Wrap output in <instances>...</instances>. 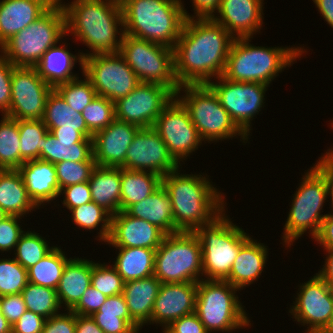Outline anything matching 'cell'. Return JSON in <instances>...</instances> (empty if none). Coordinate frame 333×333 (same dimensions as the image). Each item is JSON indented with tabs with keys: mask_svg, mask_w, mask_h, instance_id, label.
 Returning <instances> with one entry per match:
<instances>
[{
	"mask_svg": "<svg viewBox=\"0 0 333 333\" xmlns=\"http://www.w3.org/2000/svg\"><path fill=\"white\" fill-rule=\"evenodd\" d=\"M233 40L212 18L186 19L173 48L174 73L179 85L208 84L213 77L222 76Z\"/></svg>",
	"mask_w": 333,
	"mask_h": 333,
	"instance_id": "obj_1",
	"label": "cell"
},
{
	"mask_svg": "<svg viewBox=\"0 0 333 333\" xmlns=\"http://www.w3.org/2000/svg\"><path fill=\"white\" fill-rule=\"evenodd\" d=\"M162 185L170 197L179 232H195L225 212V197L207 175L180 174L178 168L162 177Z\"/></svg>",
	"mask_w": 333,
	"mask_h": 333,
	"instance_id": "obj_2",
	"label": "cell"
},
{
	"mask_svg": "<svg viewBox=\"0 0 333 333\" xmlns=\"http://www.w3.org/2000/svg\"><path fill=\"white\" fill-rule=\"evenodd\" d=\"M61 3L66 15L67 36L69 32L74 34L73 37L77 38L76 40L83 42L92 51L91 53L82 52L83 57L120 51L124 34L120 2L74 0L70 4Z\"/></svg>",
	"mask_w": 333,
	"mask_h": 333,
	"instance_id": "obj_3",
	"label": "cell"
},
{
	"mask_svg": "<svg viewBox=\"0 0 333 333\" xmlns=\"http://www.w3.org/2000/svg\"><path fill=\"white\" fill-rule=\"evenodd\" d=\"M124 34L174 48L191 18L181 0H123Z\"/></svg>",
	"mask_w": 333,
	"mask_h": 333,
	"instance_id": "obj_4",
	"label": "cell"
},
{
	"mask_svg": "<svg viewBox=\"0 0 333 333\" xmlns=\"http://www.w3.org/2000/svg\"><path fill=\"white\" fill-rule=\"evenodd\" d=\"M251 37L234 38L228 53L223 77L234 82H256L269 84L292 66L304 54L302 47L254 46ZM304 50V51H303Z\"/></svg>",
	"mask_w": 333,
	"mask_h": 333,
	"instance_id": "obj_5",
	"label": "cell"
},
{
	"mask_svg": "<svg viewBox=\"0 0 333 333\" xmlns=\"http://www.w3.org/2000/svg\"><path fill=\"white\" fill-rule=\"evenodd\" d=\"M57 0L42 16L0 47V55L15 67H35L44 53L67 35L66 15Z\"/></svg>",
	"mask_w": 333,
	"mask_h": 333,
	"instance_id": "obj_6",
	"label": "cell"
},
{
	"mask_svg": "<svg viewBox=\"0 0 333 333\" xmlns=\"http://www.w3.org/2000/svg\"><path fill=\"white\" fill-rule=\"evenodd\" d=\"M183 91L184 95L180 96ZM175 98L188 111L202 141L217 142L240 136L246 143L248 136L236 125L220 104L217 95L207 85H182Z\"/></svg>",
	"mask_w": 333,
	"mask_h": 333,
	"instance_id": "obj_7",
	"label": "cell"
},
{
	"mask_svg": "<svg viewBox=\"0 0 333 333\" xmlns=\"http://www.w3.org/2000/svg\"><path fill=\"white\" fill-rule=\"evenodd\" d=\"M236 291L239 289L225 280L204 278L197 283L195 313L208 333H229L251 325Z\"/></svg>",
	"mask_w": 333,
	"mask_h": 333,
	"instance_id": "obj_8",
	"label": "cell"
},
{
	"mask_svg": "<svg viewBox=\"0 0 333 333\" xmlns=\"http://www.w3.org/2000/svg\"><path fill=\"white\" fill-rule=\"evenodd\" d=\"M226 215L223 212L213 222L194 232L201 243L203 276L206 280H225L240 247L250 238Z\"/></svg>",
	"mask_w": 333,
	"mask_h": 333,
	"instance_id": "obj_9",
	"label": "cell"
},
{
	"mask_svg": "<svg viewBox=\"0 0 333 333\" xmlns=\"http://www.w3.org/2000/svg\"><path fill=\"white\" fill-rule=\"evenodd\" d=\"M202 248L194 232L165 235L155 251L154 276L161 283H198L203 278Z\"/></svg>",
	"mask_w": 333,
	"mask_h": 333,
	"instance_id": "obj_10",
	"label": "cell"
},
{
	"mask_svg": "<svg viewBox=\"0 0 333 333\" xmlns=\"http://www.w3.org/2000/svg\"><path fill=\"white\" fill-rule=\"evenodd\" d=\"M293 197L282 236L286 247L293 245L309 229V235L313 239L317 237L322 221L327 216L321 214L328 198L325 176L315 166L311 167L305 172Z\"/></svg>",
	"mask_w": 333,
	"mask_h": 333,
	"instance_id": "obj_11",
	"label": "cell"
},
{
	"mask_svg": "<svg viewBox=\"0 0 333 333\" xmlns=\"http://www.w3.org/2000/svg\"><path fill=\"white\" fill-rule=\"evenodd\" d=\"M119 53L142 83L180 87L174 73V50L145 39L123 34Z\"/></svg>",
	"mask_w": 333,
	"mask_h": 333,
	"instance_id": "obj_12",
	"label": "cell"
},
{
	"mask_svg": "<svg viewBox=\"0 0 333 333\" xmlns=\"http://www.w3.org/2000/svg\"><path fill=\"white\" fill-rule=\"evenodd\" d=\"M83 61V74L97 95L112 102L127 96L141 83L119 52L87 55Z\"/></svg>",
	"mask_w": 333,
	"mask_h": 333,
	"instance_id": "obj_13",
	"label": "cell"
},
{
	"mask_svg": "<svg viewBox=\"0 0 333 333\" xmlns=\"http://www.w3.org/2000/svg\"><path fill=\"white\" fill-rule=\"evenodd\" d=\"M207 85L217 95L220 104L236 125L249 137L251 121L264 108L268 85L256 82H234L223 76Z\"/></svg>",
	"mask_w": 333,
	"mask_h": 333,
	"instance_id": "obj_14",
	"label": "cell"
},
{
	"mask_svg": "<svg viewBox=\"0 0 333 333\" xmlns=\"http://www.w3.org/2000/svg\"><path fill=\"white\" fill-rule=\"evenodd\" d=\"M175 93L154 83H140L115 103V118L140 128L153 127L160 113L172 102Z\"/></svg>",
	"mask_w": 333,
	"mask_h": 333,
	"instance_id": "obj_15",
	"label": "cell"
},
{
	"mask_svg": "<svg viewBox=\"0 0 333 333\" xmlns=\"http://www.w3.org/2000/svg\"><path fill=\"white\" fill-rule=\"evenodd\" d=\"M52 89L35 67H15L11 77L10 110L6 116L15 120L42 119Z\"/></svg>",
	"mask_w": 333,
	"mask_h": 333,
	"instance_id": "obj_16",
	"label": "cell"
},
{
	"mask_svg": "<svg viewBox=\"0 0 333 333\" xmlns=\"http://www.w3.org/2000/svg\"><path fill=\"white\" fill-rule=\"evenodd\" d=\"M153 128L179 164L202 144L188 111L176 98L160 113Z\"/></svg>",
	"mask_w": 333,
	"mask_h": 333,
	"instance_id": "obj_17",
	"label": "cell"
},
{
	"mask_svg": "<svg viewBox=\"0 0 333 333\" xmlns=\"http://www.w3.org/2000/svg\"><path fill=\"white\" fill-rule=\"evenodd\" d=\"M294 305L289 313L302 326H308L306 333H313L329 326L333 310V288L317 273L310 280L300 284Z\"/></svg>",
	"mask_w": 333,
	"mask_h": 333,
	"instance_id": "obj_18",
	"label": "cell"
},
{
	"mask_svg": "<svg viewBox=\"0 0 333 333\" xmlns=\"http://www.w3.org/2000/svg\"><path fill=\"white\" fill-rule=\"evenodd\" d=\"M179 164L153 127L141 128L134 136L121 168L149 171L160 176L177 170Z\"/></svg>",
	"mask_w": 333,
	"mask_h": 333,
	"instance_id": "obj_19",
	"label": "cell"
},
{
	"mask_svg": "<svg viewBox=\"0 0 333 333\" xmlns=\"http://www.w3.org/2000/svg\"><path fill=\"white\" fill-rule=\"evenodd\" d=\"M197 283H161L147 324L169 326L174 320L195 312ZM164 325V326H163Z\"/></svg>",
	"mask_w": 333,
	"mask_h": 333,
	"instance_id": "obj_20",
	"label": "cell"
},
{
	"mask_svg": "<svg viewBox=\"0 0 333 333\" xmlns=\"http://www.w3.org/2000/svg\"><path fill=\"white\" fill-rule=\"evenodd\" d=\"M141 128L116 118L93 135V158L97 166L121 167L126 152Z\"/></svg>",
	"mask_w": 333,
	"mask_h": 333,
	"instance_id": "obj_21",
	"label": "cell"
},
{
	"mask_svg": "<svg viewBox=\"0 0 333 333\" xmlns=\"http://www.w3.org/2000/svg\"><path fill=\"white\" fill-rule=\"evenodd\" d=\"M165 233L147 220L119 211L111 218V228L107 244L113 247H143L157 249Z\"/></svg>",
	"mask_w": 333,
	"mask_h": 333,
	"instance_id": "obj_22",
	"label": "cell"
},
{
	"mask_svg": "<svg viewBox=\"0 0 333 333\" xmlns=\"http://www.w3.org/2000/svg\"><path fill=\"white\" fill-rule=\"evenodd\" d=\"M264 0H221L212 19L234 38L251 37L263 27Z\"/></svg>",
	"mask_w": 333,
	"mask_h": 333,
	"instance_id": "obj_23",
	"label": "cell"
},
{
	"mask_svg": "<svg viewBox=\"0 0 333 333\" xmlns=\"http://www.w3.org/2000/svg\"><path fill=\"white\" fill-rule=\"evenodd\" d=\"M57 0H0V47L42 16Z\"/></svg>",
	"mask_w": 333,
	"mask_h": 333,
	"instance_id": "obj_24",
	"label": "cell"
},
{
	"mask_svg": "<svg viewBox=\"0 0 333 333\" xmlns=\"http://www.w3.org/2000/svg\"><path fill=\"white\" fill-rule=\"evenodd\" d=\"M24 181L28 195L38 208L60 196L55 165L35 159L24 162L17 169Z\"/></svg>",
	"mask_w": 333,
	"mask_h": 333,
	"instance_id": "obj_25",
	"label": "cell"
},
{
	"mask_svg": "<svg viewBox=\"0 0 333 333\" xmlns=\"http://www.w3.org/2000/svg\"><path fill=\"white\" fill-rule=\"evenodd\" d=\"M266 247L268 246L250 237L240 247L231 272L225 281L239 290L254 283L266 267L268 256V248Z\"/></svg>",
	"mask_w": 333,
	"mask_h": 333,
	"instance_id": "obj_26",
	"label": "cell"
},
{
	"mask_svg": "<svg viewBox=\"0 0 333 333\" xmlns=\"http://www.w3.org/2000/svg\"><path fill=\"white\" fill-rule=\"evenodd\" d=\"M92 260L71 258L65 265L56 289L60 306L71 311L91 285Z\"/></svg>",
	"mask_w": 333,
	"mask_h": 333,
	"instance_id": "obj_27",
	"label": "cell"
},
{
	"mask_svg": "<svg viewBox=\"0 0 333 333\" xmlns=\"http://www.w3.org/2000/svg\"><path fill=\"white\" fill-rule=\"evenodd\" d=\"M66 47L65 44L60 47L57 44L50 47L35 66L39 76L53 88L78 78L77 74L72 72L75 62H79L83 73L84 57L81 52L78 56L73 55Z\"/></svg>",
	"mask_w": 333,
	"mask_h": 333,
	"instance_id": "obj_28",
	"label": "cell"
},
{
	"mask_svg": "<svg viewBox=\"0 0 333 333\" xmlns=\"http://www.w3.org/2000/svg\"><path fill=\"white\" fill-rule=\"evenodd\" d=\"M161 282L154 276L124 282L123 296L131 318L142 328L151 320Z\"/></svg>",
	"mask_w": 333,
	"mask_h": 333,
	"instance_id": "obj_29",
	"label": "cell"
},
{
	"mask_svg": "<svg viewBox=\"0 0 333 333\" xmlns=\"http://www.w3.org/2000/svg\"><path fill=\"white\" fill-rule=\"evenodd\" d=\"M125 212L130 216L147 220L166 235L179 232L174 225L170 197L163 185L149 197L131 205Z\"/></svg>",
	"mask_w": 333,
	"mask_h": 333,
	"instance_id": "obj_30",
	"label": "cell"
},
{
	"mask_svg": "<svg viewBox=\"0 0 333 333\" xmlns=\"http://www.w3.org/2000/svg\"><path fill=\"white\" fill-rule=\"evenodd\" d=\"M88 183L93 202L111 215L120 211L121 167L96 166Z\"/></svg>",
	"mask_w": 333,
	"mask_h": 333,
	"instance_id": "obj_31",
	"label": "cell"
},
{
	"mask_svg": "<svg viewBox=\"0 0 333 333\" xmlns=\"http://www.w3.org/2000/svg\"><path fill=\"white\" fill-rule=\"evenodd\" d=\"M0 207L6 215L24 216L39 209L28 195L23 178L17 169H0Z\"/></svg>",
	"mask_w": 333,
	"mask_h": 333,
	"instance_id": "obj_32",
	"label": "cell"
},
{
	"mask_svg": "<svg viewBox=\"0 0 333 333\" xmlns=\"http://www.w3.org/2000/svg\"><path fill=\"white\" fill-rule=\"evenodd\" d=\"M91 318L105 333H138L142 329L131 318L123 294L107 297Z\"/></svg>",
	"mask_w": 333,
	"mask_h": 333,
	"instance_id": "obj_33",
	"label": "cell"
},
{
	"mask_svg": "<svg viewBox=\"0 0 333 333\" xmlns=\"http://www.w3.org/2000/svg\"><path fill=\"white\" fill-rule=\"evenodd\" d=\"M42 120L48 129L77 130L84 137L93 138L82 114L71 108L55 88L47 97Z\"/></svg>",
	"mask_w": 333,
	"mask_h": 333,
	"instance_id": "obj_34",
	"label": "cell"
},
{
	"mask_svg": "<svg viewBox=\"0 0 333 333\" xmlns=\"http://www.w3.org/2000/svg\"><path fill=\"white\" fill-rule=\"evenodd\" d=\"M162 185V176L140 170L121 168L120 211L149 197Z\"/></svg>",
	"mask_w": 333,
	"mask_h": 333,
	"instance_id": "obj_35",
	"label": "cell"
},
{
	"mask_svg": "<svg viewBox=\"0 0 333 333\" xmlns=\"http://www.w3.org/2000/svg\"><path fill=\"white\" fill-rule=\"evenodd\" d=\"M119 250L114 264L124 282L154 275L156 249L143 247H115Z\"/></svg>",
	"mask_w": 333,
	"mask_h": 333,
	"instance_id": "obj_36",
	"label": "cell"
},
{
	"mask_svg": "<svg viewBox=\"0 0 333 333\" xmlns=\"http://www.w3.org/2000/svg\"><path fill=\"white\" fill-rule=\"evenodd\" d=\"M40 159L53 164L62 161L95 162L93 142L59 141L48 132L42 145Z\"/></svg>",
	"mask_w": 333,
	"mask_h": 333,
	"instance_id": "obj_37",
	"label": "cell"
},
{
	"mask_svg": "<svg viewBox=\"0 0 333 333\" xmlns=\"http://www.w3.org/2000/svg\"><path fill=\"white\" fill-rule=\"evenodd\" d=\"M67 258L60 247L54 248L38 263L27 270L29 283L57 289Z\"/></svg>",
	"mask_w": 333,
	"mask_h": 333,
	"instance_id": "obj_38",
	"label": "cell"
},
{
	"mask_svg": "<svg viewBox=\"0 0 333 333\" xmlns=\"http://www.w3.org/2000/svg\"><path fill=\"white\" fill-rule=\"evenodd\" d=\"M0 121V169L20 167V135L18 120L2 115Z\"/></svg>",
	"mask_w": 333,
	"mask_h": 333,
	"instance_id": "obj_39",
	"label": "cell"
},
{
	"mask_svg": "<svg viewBox=\"0 0 333 333\" xmlns=\"http://www.w3.org/2000/svg\"><path fill=\"white\" fill-rule=\"evenodd\" d=\"M20 135V166L30 160L40 159L45 136L49 132L42 119L18 120Z\"/></svg>",
	"mask_w": 333,
	"mask_h": 333,
	"instance_id": "obj_40",
	"label": "cell"
},
{
	"mask_svg": "<svg viewBox=\"0 0 333 333\" xmlns=\"http://www.w3.org/2000/svg\"><path fill=\"white\" fill-rule=\"evenodd\" d=\"M70 211L72 212V221L84 230H93L96 227L98 230V227L102 225L98 232V240L107 242L112 218V215L107 210L91 201L72 208Z\"/></svg>",
	"mask_w": 333,
	"mask_h": 333,
	"instance_id": "obj_41",
	"label": "cell"
},
{
	"mask_svg": "<svg viewBox=\"0 0 333 333\" xmlns=\"http://www.w3.org/2000/svg\"><path fill=\"white\" fill-rule=\"evenodd\" d=\"M26 309L48 319L60 313L55 289L28 283L21 292Z\"/></svg>",
	"mask_w": 333,
	"mask_h": 333,
	"instance_id": "obj_42",
	"label": "cell"
},
{
	"mask_svg": "<svg viewBox=\"0 0 333 333\" xmlns=\"http://www.w3.org/2000/svg\"><path fill=\"white\" fill-rule=\"evenodd\" d=\"M32 231H25L19 238L14 250V259L26 270L43 259L54 246H49L48 241Z\"/></svg>",
	"mask_w": 333,
	"mask_h": 333,
	"instance_id": "obj_43",
	"label": "cell"
},
{
	"mask_svg": "<svg viewBox=\"0 0 333 333\" xmlns=\"http://www.w3.org/2000/svg\"><path fill=\"white\" fill-rule=\"evenodd\" d=\"M83 76L82 80L78 77L55 87L67 104L78 113H81L97 95L91 81L84 74Z\"/></svg>",
	"mask_w": 333,
	"mask_h": 333,
	"instance_id": "obj_44",
	"label": "cell"
},
{
	"mask_svg": "<svg viewBox=\"0 0 333 333\" xmlns=\"http://www.w3.org/2000/svg\"><path fill=\"white\" fill-rule=\"evenodd\" d=\"M88 130L94 135L106 128L115 119V103L96 95L81 112Z\"/></svg>",
	"mask_w": 333,
	"mask_h": 333,
	"instance_id": "obj_45",
	"label": "cell"
},
{
	"mask_svg": "<svg viewBox=\"0 0 333 333\" xmlns=\"http://www.w3.org/2000/svg\"><path fill=\"white\" fill-rule=\"evenodd\" d=\"M28 283L27 270L14 257L0 259V297L20 294Z\"/></svg>",
	"mask_w": 333,
	"mask_h": 333,
	"instance_id": "obj_46",
	"label": "cell"
},
{
	"mask_svg": "<svg viewBox=\"0 0 333 333\" xmlns=\"http://www.w3.org/2000/svg\"><path fill=\"white\" fill-rule=\"evenodd\" d=\"M91 285L110 297L122 294L124 281L112 265L92 261Z\"/></svg>",
	"mask_w": 333,
	"mask_h": 333,
	"instance_id": "obj_47",
	"label": "cell"
},
{
	"mask_svg": "<svg viewBox=\"0 0 333 333\" xmlns=\"http://www.w3.org/2000/svg\"><path fill=\"white\" fill-rule=\"evenodd\" d=\"M55 165L59 190L78 183L88 182L96 162L62 161Z\"/></svg>",
	"mask_w": 333,
	"mask_h": 333,
	"instance_id": "obj_48",
	"label": "cell"
},
{
	"mask_svg": "<svg viewBox=\"0 0 333 333\" xmlns=\"http://www.w3.org/2000/svg\"><path fill=\"white\" fill-rule=\"evenodd\" d=\"M20 216L7 215L0 221V251H10L16 248L20 236L25 232L19 224Z\"/></svg>",
	"mask_w": 333,
	"mask_h": 333,
	"instance_id": "obj_49",
	"label": "cell"
},
{
	"mask_svg": "<svg viewBox=\"0 0 333 333\" xmlns=\"http://www.w3.org/2000/svg\"><path fill=\"white\" fill-rule=\"evenodd\" d=\"M60 195L64 194L63 206L69 211L85 203L91 202V191L88 182L78 183L64 187L60 190Z\"/></svg>",
	"mask_w": 333,
	"mask_h": 333,
	"instance_id": "obj_50",
	"label": "cell"
},
{
	"mask_svg": "<svg viewBox=\"0 0 333 333\" xmlns=\"http://www.w3.org/2000/svg\"><path fill=\"white\" fill-rule=\"evenodd\" d=\"M15 66L0 55V111L6 115L11 103V77Z\"/></svg>",
	"mask_w": 333,
	"mask_h": 333,
	"instance_id": "obj_51",
	"label": "cell"
},
{
	"mask_svg": "<svg viewBox=\"0 0 333 333\" xmlns=\"http://www.w3.org/2000/svg\"><path fill=\"white\" fill-rule=\"evenodd\" d=\"M107 296L90 285L78 304L71 310L76 315L91 316L105 302Z\"/></svg>",
	"mask_w": 333,
	"mask_h": 333,
	"instance_id": "obj_52",
	"label": "cell"
},
{
	"mask_svg": "<svg viewBox=\"0 0 333 333\" xmlns=\"http://www.w3.org/2000/svg\"><path fill=\"white\" fill-rule=\"evenodd\" d=\"M76 314L67 310L46 319L42 333H75Z\"/></svg>",
	"mask_w": 333,
	"mask_h": 333,
	"instance_id": "obj_53",
	"label": "cell"
},
{
	"mask_svg": "<svg viewBox=\"0 0 333 333\" xmlns=\"http://www.w3.org/2000/svg\"><path fill=\"white\" fill-rule=\"evenodd\" d=\"M26 310L21 293L1 296V313L11 325L16 323Z\"/></svg>",
	"mask_w": 333,
	"mask_h": 333,
	"instance_id": "obj_54",
	"label": "cell"
},
{
	"mask_svg": "<svg viewBox=\"0 0 333 333\" xmlns=\"http://www.w3.org/2000/svg\"><path fill=\"white\" fill-rule=\"evenodd\" d=\"M46 318L26 310L12 325V333H42Z\"/></svg>",
	"mask_w": 333,
	"mask_h": 333,
	"instance_id": "obj_55",
	"label": "cell"
},
{
	"mask_svg": "<svg viewBox=\"0 0 333 333\" xmlns=\"http://www.w3.org/2000/svg\"><path fill=\"white\" fill-rule=\"evenodd\" d=\"M170 326L177 333H208L195 312L174 320Z\"/></svg>",
	"mask_w": 333,
	"mask_h": 333,
	"instance_id": "obj_56",
	"label": "cell"
},
{
	"mask_svg": "<svg viewBox=\"0 0 333 333\" xmlns=\"http://www.w3.org/2000/svg\"><path fill=\"white\" fill-rule=\"evenodd\" d=\"M315 241H317L324 250L333 249V214L328 213L324 218Z\"/></svg>",
	"mask_w": 333,
	"mask_h": 333,
	"instance_id": "obj_57",
	"label": "cell"
},
{
	"mask_svg": "<svg viewBox=\"0 0 333 333\" xmlns=\"http://www.w3.org/2000/svg\"><path fill=\"white\" fill-rule=\"evenodd\" d=\"M314 166L325 176L333 210V156H321Z\"/></svg>",
	"mask_w": 333,
	"mask_h": 333,
	"instance_id": "obj_58",
	"label": "cell"
},
{
	"mask_svg": "<svg viewBox=\"0 0 333 333\" xmlns=\"http://www.w3.org/2000/svg\"><path fill=\"white\" fill-rule=\"evenodd\" d=\"M192 3L195 13L191 18H212L218 11L221 0H192Z\"/></svg>",
	"mask_w": 333,
	"mask_h": 333,
	"instance_id": "obj_59",
	"label": "cell"
},
{
	"mask_svg": "<svg viewBox=\"0 0 333 333\" xmlns=\"http://www.w3.org/2000/svg\"><path fill=\"white\" fill-rule=\"evenodd\" d=\"M48 130L59 141H73V143L93 142L92 138L84 137L77 130H68V129H48Z\"/></svg>",
	"mask_w": 333,
	"mask_h": 333,
	"instance_id": "obj_60",
	"label": "cell"
},
{
	"mask_svg": "<svg viewBox=\"0 0 333 333\" xmlns=\"http://www.w3.org/2000/svg\"><path fill=\"white\" fill-rule=\"evenodd\" d=\"M75 333H105L102 331L91 316L76 315Z\"/></svg>",
	"mask_w": 333,
	"mask_h": 333,
	"instance_id": "obj_61",
	"label": "cell"
},
{
	"mask_svg": "<svg viewBox=\"0 0 333 333\" xmlns=\"http://www.w3.org/2000/svg\"><path fill=\"white\" fill-rule=\"evenodd\" d=\"M326 252L328 254L323 265L324 267L317 274L333 288V249H328Z\"/></svg>",
	"mask_w": 333,
	"mask_h": 333,
	"instance_id": "obj_62",
	"label": "cell"
},
{
	"mask_svg": "<svg viewBox=\"0 0 333 333\" xmlns=\"http://www.w3.org/2000/svg\"><path fill=\"white\" fill-rule=\"evenodd\" d=\"M321 16L333 28V0H312Z\"/></svg>",
	"mask_w": 333,
	"mask_h": 333,
	"instance_id": "obj_63",
	"label": "cell"
},
{
	"mask_svg": "<svg viewBox=\"0 0 333 333\" xmlns=\"http://www.w3.org/2000/svg\"><path fill=\"white\" fill-rule=\"evenodd\" d=\"M0 333H12V325L2 313L0 314Z\"/></svg>",
	"mask_w": 333,
	"mask_h": 333,
	"instance_id": "obj_64",
	"label": "cell"
},
{
	"mask_svg": "<svg viewBox=\"0 0 333 333\" xmlns=\"http://www.w3.org/2000/svg\"><path fill=\"white\" fill-rule=\"evenodd\" d=\"M313 333H333V328L331 327H326V328H323V329H320V330H317Z\"/></svg>",
	"mask_w": 333,
	"mask_h": 333,
	"instance_id": "obj_65",
	"label": "cell"
},
{
	"mask_svg": "<svg viewBox=\"0 0 333 333\" xmlns=\"http://www.w3.org/2000/svg\"><path fill=\"white\" fill-rule=\"evenodd\" d=\"M163 333H177L170 325L162 328Z\"/></svg>",
	"mask_w": 333,
	"mask_h": 333,
	"instance_id": "obj_66",
	"label": "cell"
},
{
	"mask_svg": "<svg viewBox=\"0 0 333 333\" xmlns=\"http://www.w3.org/2000/svg\"><path fill=\"white\" fill-rule=\"evenodd\" d=\"M331 125H333V121H332V123H331ZM333 127V126H332ZM322 156H333V149L331 148H329L328 150H327V152H326V154L325 155H322Z\"/></svg>",
	"mask_w": 333,
	"mask_h": 333,
	"instance_id": "obj_67",
	"label": "cell"
},
{
	"mask_svg": "<svg viewBox=\"0 0 333 333\" xmlns=\"http://www.w3.org/2000/svg\"><path fill=\"white\" fill-rule=\"evenodd\" d=\"M6 216H7L6 213H5V212L2 210V208L0 207V221H1L2 219H4Z\"/></svg>",
	"mask_w": 333,
	"mask_h": 333,
	"instance_id": "obj_68",
	"label": "cell"
},
{
	"mask_svg": "<svg viewBox=\"0 0 333 333\" xmlns=\"http://www.w3.org/2000/svg\"><path fill=\"white\" fill-rule=\"evenodd\" d=\"M328 327L333 328V310H332V315H331V318H330L329 326H328Z\"/></svg>",
	"mask_w": 333,
	"mask_h": 333,
	"instance_id": "obj_69",
	"label": "cell"
},
{
	"mask_svg": "<svg viewBox=\"0 0 333 333\" xmlns=\"http://www.w3.org/2000/svg\"><path fill=\"white\" fill-rule=\"evenodd\" d=\"M0 314H1V297H0Z\"/></svg>",
	"mask_w": 333,
	"mask_h": 333,
	"instance_id": "obj_70",
	"label": "cell"
}]
</instances>
